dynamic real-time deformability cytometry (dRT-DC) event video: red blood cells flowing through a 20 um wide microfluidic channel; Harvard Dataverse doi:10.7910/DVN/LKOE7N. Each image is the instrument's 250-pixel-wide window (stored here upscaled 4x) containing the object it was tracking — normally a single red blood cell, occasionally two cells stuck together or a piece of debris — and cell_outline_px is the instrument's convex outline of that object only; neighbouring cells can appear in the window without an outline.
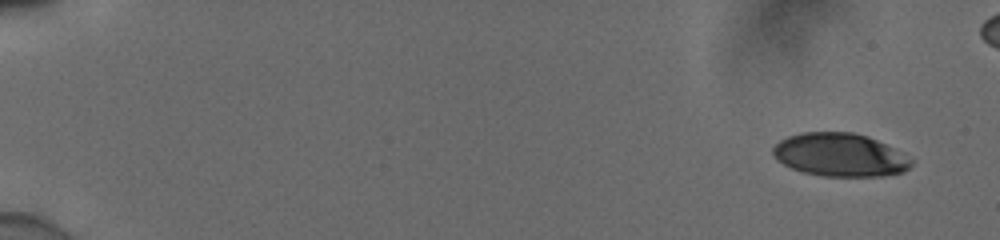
{"species": "human", "species_latin": "Homo sapiens", "temperature_condition": "cold", "stored_images_in_passage": 10, "camera_frame_rate_fps": 3000, "um_per_image_px": 0.085, "donor": {"sex": "male"}, "frame": {"image": 1, "passage_image": 2, "time_ms": 0.333, "image_size_px": [1000, 240], "cell_outline_px": [[916, 160], [904, 172], [884, 176], [824, 176], [804, 172], [792, 168], [776, 160], [772, 156], [772, 148], [780, 140], [788, 136], [804, 132], [852, 132], [868, 136]], "centroid_in_image_um": [71.39, 13.17], "position_along_channel_um": 13.6, "area_um2": 34.85}}
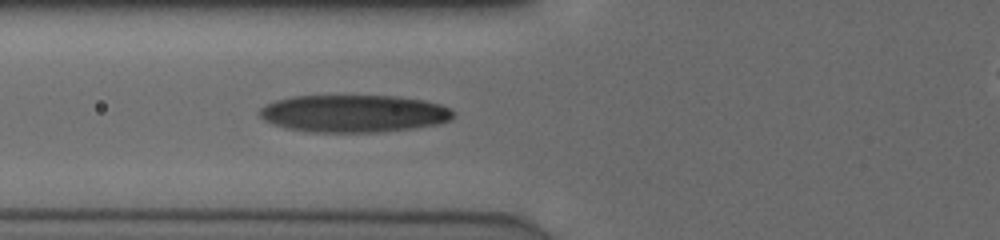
{"frame": {"image": 2, "passage_image": 10, "time_ms": 3.0, "image_size_px": [1000, 240], "cell_outline_px": [[452, 116], [448, 120], [436, 124], [412, 128], [380, 132], [312, 132], [284, 128], [272, 124], [264, 120], [256, 112], [260, 108], [276, 100], [292, 96], [392, 96], [424, 100], [440, 104], [448, 108], [452, 112]], "centroid_in_image_um": [30.0, 9.65], "position_along_channel_um": 95.8, "area_um2": 42.08}}